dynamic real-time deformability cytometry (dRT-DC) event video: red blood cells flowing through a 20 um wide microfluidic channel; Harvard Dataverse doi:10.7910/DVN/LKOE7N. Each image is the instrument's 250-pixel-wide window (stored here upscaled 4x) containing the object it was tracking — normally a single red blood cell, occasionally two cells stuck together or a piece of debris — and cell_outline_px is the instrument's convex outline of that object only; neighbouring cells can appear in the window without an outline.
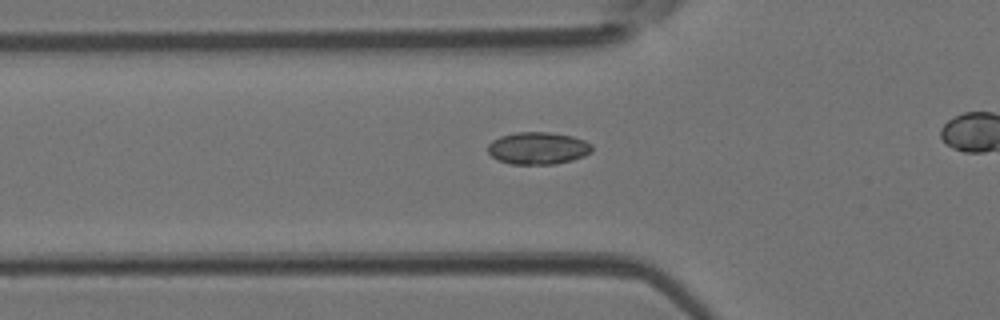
{"species": "Egyptian fruit bat (a non-hibernating species)", "species_latin": "Rousettus aegyptiacus", "temperature_condition": "room temperature", "stored_images_in_passage": 28, "camera_frame_rate_fps": 3000, "um_per_image_px": 0.085, "animal": {"sex": "female"}, "frame": {"image": 1, "passage_image": 6, "time_ms": 1.667, "image_size_px": [1000, 320], "cell_outline_px": [[592, 152], [584, 156], [572, 160], [556, 164], [512, 164], [500, 160], [492, 156], [488, 152], [488, 144], [492, 140], [500, 136], [516, 132], [548, 132], [572, 136], [584, 140], [592, 144]], "centroid_in_image_um": [45.74, 12.59], "position_along_channel_um": 80.1, "area_um2": 19.59}}
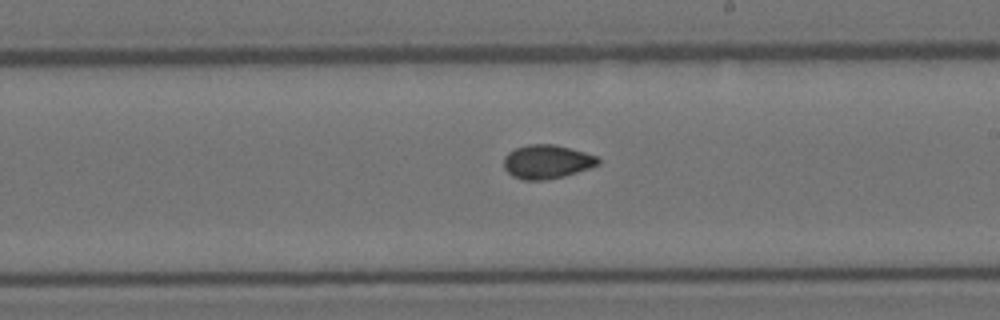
{"frame": {"image": 2, "passage_image": 17, "time_ms": 5.333, "image_size_px": [1000, 320], "cell_outline_px": [[600, 164], [564, 176], [548, 180], [520, 180], [512, 176], [504, 168], [504, 156], [508, 152], [516, 148], [528, 144], [552, 144], [584, 152], [596, 156], [600, 160]], "centroid_in_image_um": [46.45, 13.76], "position_along_channel_um": 242.6, "area_um2": 18.55}}
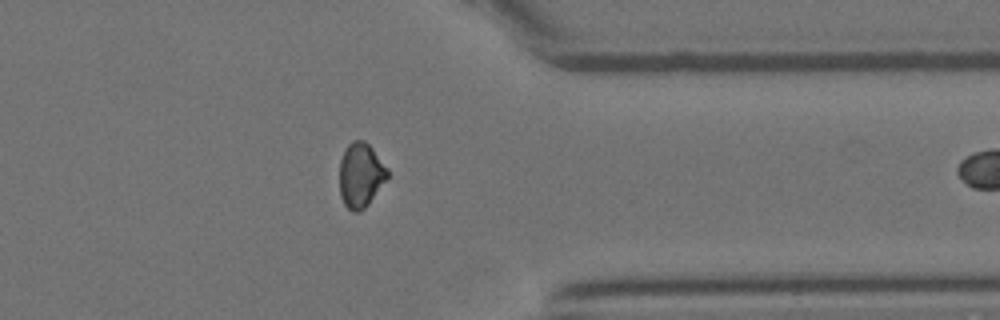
{"frame": {"image": 3, "passage_image": 27, "time_ms": 8.667, "image_size_px": [1000, 320], "cell_outline_px": [[388, 176], [368, 204], [364, 208], [356, 212], [352, 212], [344, 204], [340, 196], [340, 160], [344, 148], [352, 140], [364, 140], [372, 148], [388, 168]], "centroid_in_image_um": [30.64, 14.86], "position_along_channel_um": 380.8, "area_um2": 17.98}}